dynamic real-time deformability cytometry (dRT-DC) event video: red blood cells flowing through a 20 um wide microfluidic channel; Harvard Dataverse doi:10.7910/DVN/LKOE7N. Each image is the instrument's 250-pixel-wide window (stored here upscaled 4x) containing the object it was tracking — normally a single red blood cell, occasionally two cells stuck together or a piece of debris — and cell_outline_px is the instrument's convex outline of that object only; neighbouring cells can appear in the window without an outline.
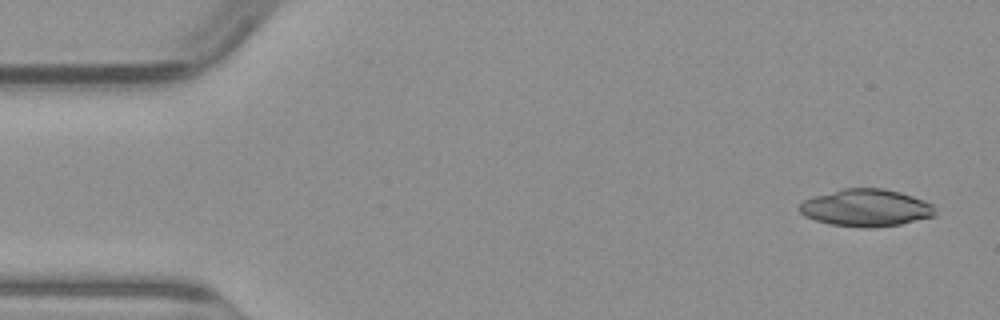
{"species": "common noctule bat (a hibernating species)", "species_latin": "Nyctalus noctula", "temperature_condition": "warm", "stored_images_in_passage": 49, "camera_frame_rate_fps": 3000, "um_per_image_px": 0.085, "animal": {"sex": "male", "body_mass_g": 23.1, "forearm_length_mm": 52.7}, "frame": {"image": 1, "passage_image": 2, "time_ms": 0.333, "image_size_px": [1000, 320], "cell_outline_px": [[936, 216], [900, 224], [872, 228], [860, 228], [828, 224], [804, 216], [800, 212], [800, 204], [804, 200], [812, 196], [844, 188], [884, 188], [900, 192], [924, 200], [932, 204]], "centroid_in_image_um": [73.6, 17.67], "position_along_channel_um": 11.4, "area_um2": 29.59}}